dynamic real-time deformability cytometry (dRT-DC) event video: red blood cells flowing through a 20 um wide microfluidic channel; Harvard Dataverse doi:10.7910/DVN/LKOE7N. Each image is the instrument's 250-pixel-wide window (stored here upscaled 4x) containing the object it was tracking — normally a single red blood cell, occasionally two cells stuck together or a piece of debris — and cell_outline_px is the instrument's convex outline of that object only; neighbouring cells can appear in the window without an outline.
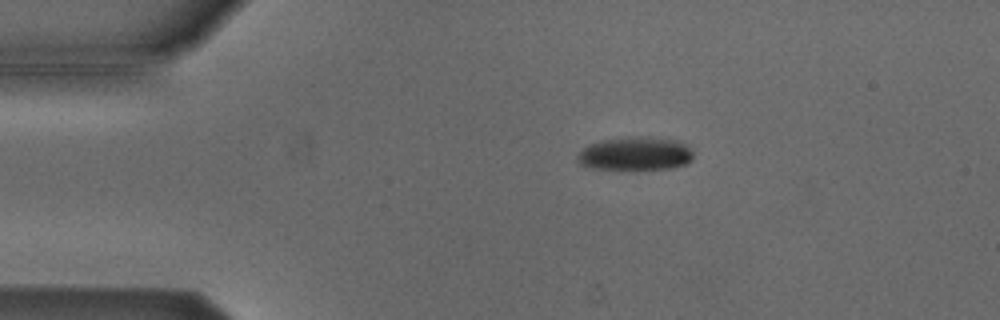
{"species": "Egyptian fruit bat (a non-hibernating species)", "species_latin": "Rousettus aegyptiacus", "temperature_condition": "cold", "stored_images_in_passage": 45, "camera_frame_rate_fps": 3000, "um_per_image_px": 0.085, "animal": {"sex": "male"}, "frame": {"image": 1, "passage_image": 2, "time_ms": 0.333, "image_size_px": [1000, 320], "cell_outline_px": [[692, 160], [688, 164], [672, 168], [636, 172], [592, 168], [580, 164], [576, 160], [576, 156], [584, 148], [592, 144], [604, 140], [676, 140], [688, 144], [692, 152]], "centroid_in_image_um": [54.03, 13.18], "position_along_channel_um": 31.0, "area_um2": 22.25}}
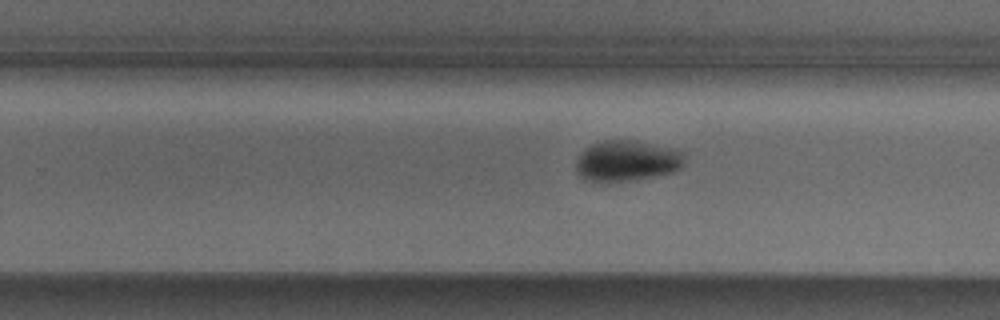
{"frame": {"image": 2, "passage_image": 25, "time_ms": 8.0, "image_size_px": [1000, 320], "cell_outline_px": [[684, 164], [680, 168], [672, 172], [652, 176], [628, 180], [584, 180], [576, 172], [576, 164], [580, 152], [584, 148], [592, 144], [604, 140], [636, 140], [676, 148], [684, 152]], "centroid_in_image_um": [53.3, 13.63], "position_along_channel_um": 276.5, "area_um2": 25.72}}
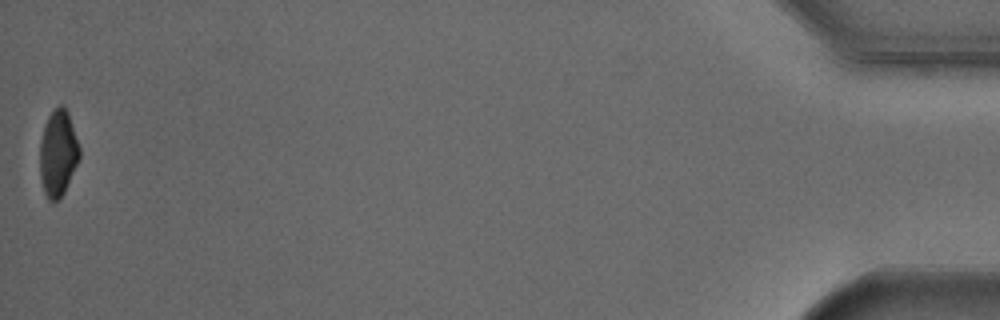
{"frame": {"image": 3, "passage_image": 45, "time_ms": 14.667, "image_size_px": [1000, 320], "cell_outline_px": [[80, 160], [64, 192], [56, 200], [48, 200], [44, 192], [40, 176], [40, 140], [48, 116], [60, 104], [64, 104], [68, 112], [80, 148]], "centroid_in_image_um": [4.94, 13.01], "position_along_channel_um": 430.3, "area_um2": 19.88}, "authors_computed_cell_mechanics": {"area_um2": 23.8714, "velocity_mm_per_s": 3.8374, "shape_relaxation_time_tau1_ms": 4.8726, "shape_relaxation_time_tau2_ms": null, "deformation_change_tau1": 0.125, "deformation_change_tau2": null}}